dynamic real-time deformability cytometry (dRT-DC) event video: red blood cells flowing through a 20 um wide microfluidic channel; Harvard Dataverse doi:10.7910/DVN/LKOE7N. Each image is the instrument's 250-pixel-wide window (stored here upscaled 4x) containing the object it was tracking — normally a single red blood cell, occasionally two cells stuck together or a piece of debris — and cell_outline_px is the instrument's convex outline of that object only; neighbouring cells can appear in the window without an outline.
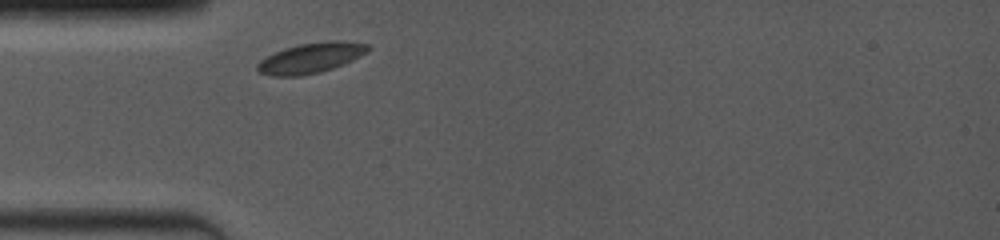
{"species": "common noctule bat (a hibernating species)", "species_latin": "Nyctalus noctula", "temperature_condition": "room temperature", "stored_images_in_passage": 1, "camera_frame_rate_fps": 4000, "um_per_image_px": 0.085, "animal": {"sex": "female", "body_mass_g": 19.0, "forearm_length_mm": 53.3}, "frame": {"image": 1, "passage_image": 1, "time_ms": 0.0, "image_size_px": [1000, 240], "cell_outline_px": [[372, 48], [368, 52], [344, 64], [320, 72], [300, 76], [272, 76], [260, 72], [256, 68], [256, 64], [260, 60], [284, 48], [300, 44], [328, 40], [340, 40], [368, 44]], "centroid_in_image_um": [26.45, 4.91], "position_along_channel_um": 58.5, "area_um2": 19.54}}